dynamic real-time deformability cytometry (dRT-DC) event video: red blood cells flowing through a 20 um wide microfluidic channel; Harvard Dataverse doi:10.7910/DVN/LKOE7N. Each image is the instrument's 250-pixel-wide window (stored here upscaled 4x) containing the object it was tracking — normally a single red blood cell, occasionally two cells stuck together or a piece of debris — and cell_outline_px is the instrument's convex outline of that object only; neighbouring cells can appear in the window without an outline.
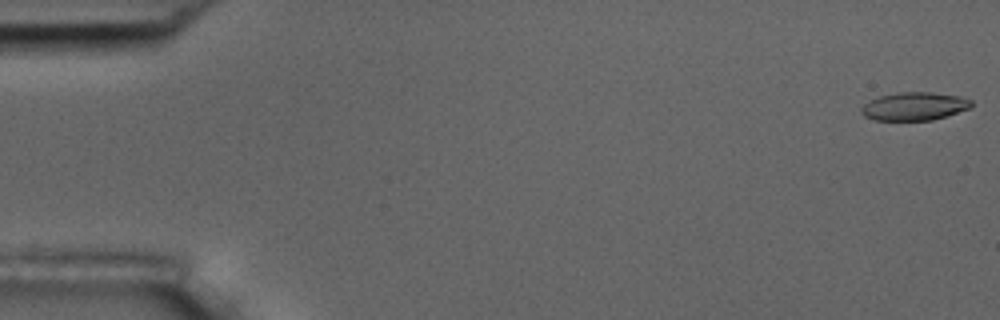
{"species": "common noctule bat (a hibernating species)", "species_latin": "Nyctalus noctula", "temperature_condition": "room temperature", "stored_images_in_passage": 56, "camera_frame_rate_fps": 3000, "um_per_image_px": 0.085, "animal": {"sex": "male", "body_mass_g": 17.5, "forearm_length_mm": 52.3}, "frame": {"image": 1, "passage_image": 1, "time_ms": 0.0, "image_size_px": [1000, 320], "cell_outline_px": [[972, 108], [932, 120], [872, 120], [864, 116], [860, 112], [860, 108], [864, 104], [880, 96], [896, 92], [932, 92], [960, 96], [972, 100]], "centroid_in_image_um": [77.73, 9.03], "position_along_channel_um": 7.3, "area_um2": 18.15}}
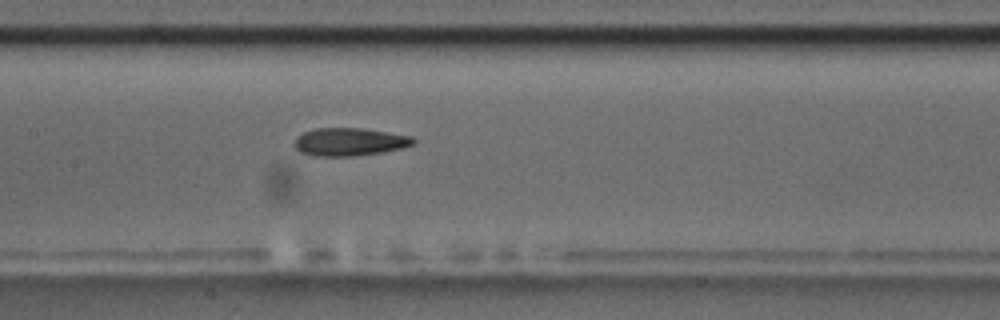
{"frame": {"image": 2, "passage_image": 27, "time_ms": 8.667, "image_size_px": [1000, 320], "cell_outline_px": [[416, 140], [412, 144], [400, 148], [380, 152], [352, 156], [312, 156], [300, 152], [292, 144], [296, 136], [304, 132], [316, 128], [364, 128], [412, 136]], "centroid_in_image_um": [29.65, 12.05], "position_along_channel_um": 177.8, "area_um2": 19.36}}
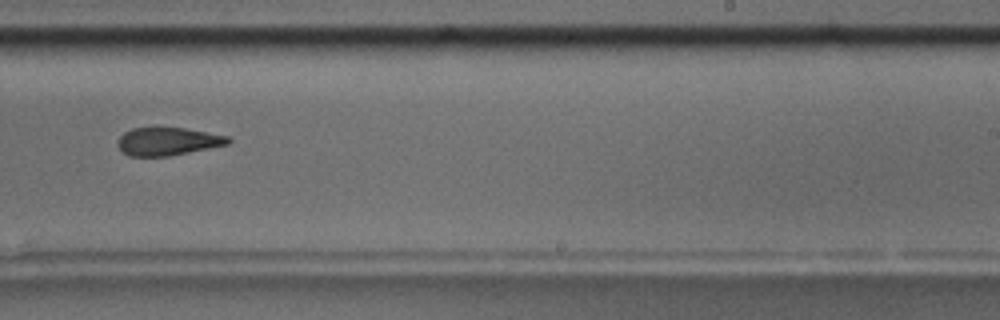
{"frame": {"image": 3, "passage_image": 35, "time_ms": 11.333, "image_size_px": [1000, 320], "cell_outline_px": [[232, 140], [228, 144], [168, 156], [128, 156], [116, 144], [120, 136], [124, 132], [132, 128], [184, 128], [208, 132], [228, 136]], "centroid_in_image_um": [14.25, 12.01], "position_along_channel_um": 274.8, "area_um2": 17.8}, "authors_computed_cell_mechanics": {"area_um2": 19.074, "velocity_mm_per_s": 3.6547, "shape_relaxation_time_tau1_ms": null, "shape_relaxation_time_tau2_ms": 2.7963, "deformation_change_tau1": null, "deformation_change_tau2": 0.1086}}